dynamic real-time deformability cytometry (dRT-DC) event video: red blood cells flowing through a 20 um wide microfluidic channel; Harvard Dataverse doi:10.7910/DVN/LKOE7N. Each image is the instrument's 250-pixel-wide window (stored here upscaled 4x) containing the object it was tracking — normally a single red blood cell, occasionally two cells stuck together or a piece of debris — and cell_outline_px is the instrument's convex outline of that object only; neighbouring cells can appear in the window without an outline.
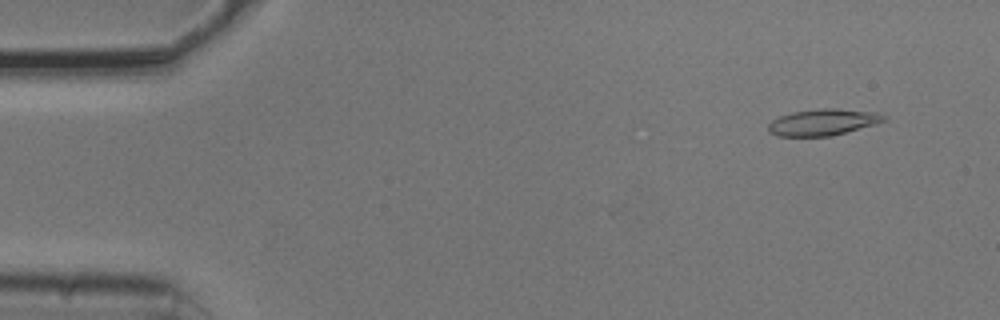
{"species": "common noctule bat (a hibernating species)", "species_latin": "Nyctalus noctula", "temperature_condition": "cold", "stored_images_in_passage": 14, "camera_frame_rate_fps": 3000, "um_per_image_px": 0.085, "animal": {"sex": "male", "body_mass_g": 20.5, "forearm_length_mm": 52.5}, "frame": {"image": 1, "passage_image": 4, "time_ms": 1.0, "image_size_px": [1000, 320], "cell_outline_px": [[888, 116], [884, 120], [872, 124], [832, 136], [776, 136], [768, 132], [768, 124], [772, 120], [780, 116], [792, 112], [824, 108], [836, 108], [880, 112]], "centroid_in_image_um": [69.93, 10.38], "position_along_channel_um": 15.1, "area_um2": 17.74}}
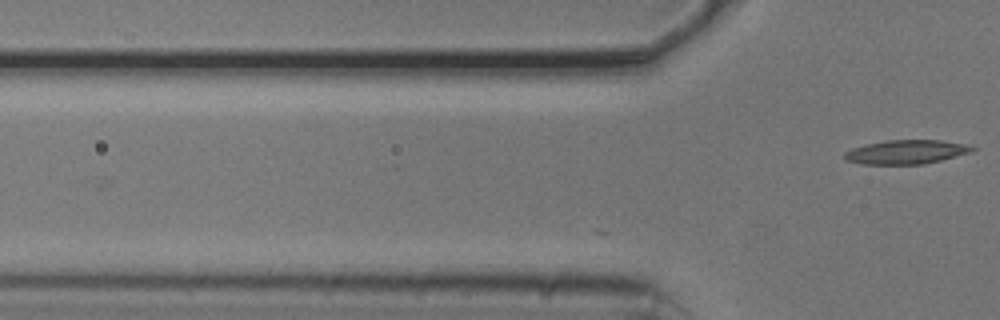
{"frame": {"image": 2, "passage_image": 14, "time_ms": 4.333, "image_size_px": [1000, 320], "cell_outline_px": [[976, 148], [972, 152], [924, 164], [860, 164], [844, 160], [844, 152], [852, 148], [864, 144], [884, 140], [940, 140], [964, 144]], "centroid_in_image_um": [76.97, 12.91], "position_along_channel_um": 48.8, "area_um2": 17.92}}